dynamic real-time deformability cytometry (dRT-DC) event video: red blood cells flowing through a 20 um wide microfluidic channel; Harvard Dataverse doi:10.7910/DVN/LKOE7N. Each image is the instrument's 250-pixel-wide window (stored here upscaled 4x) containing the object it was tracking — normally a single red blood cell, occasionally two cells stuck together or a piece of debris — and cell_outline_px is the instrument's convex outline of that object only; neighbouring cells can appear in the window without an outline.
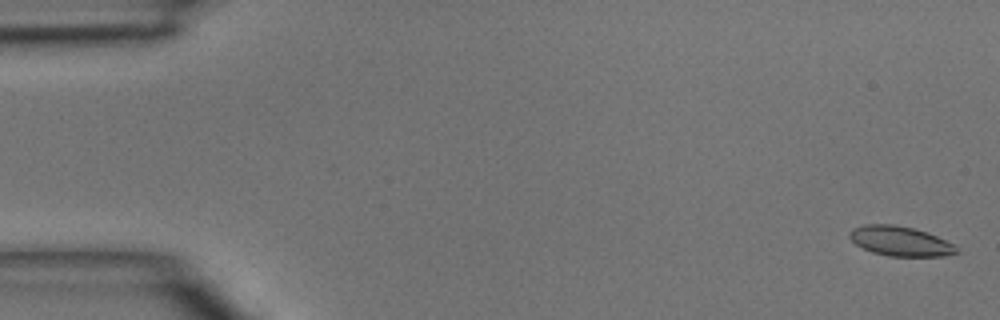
{"species": "common noctule bat (a hibernating species)", "species_latin": "Nyctalus noctula", "temperature_condition": "room temperature", "stored_images_in_passage": 9, "camera_frame_rate_fps": 3000, "um_per_image_px": 0.085, "animal": {"sex": "male", "body_mass_g": 15.6}, "frame": {"image": 1, "passage_image": 1, "time_ms": 0.0, "image_size_px": [1000, 320], "cell_outline_px": [[960, 252], [944, 256], [888, 256], [872, 252], [856, 244], [848, 236], [848, 232], [852, 228], [864, 224], [892, 224], [912, 228], [928, 232], [952, 244]], "centroid_in_image_um": [76.48, 20.49], "position_along_channel_um": 8.5, "area_um2": 18.44}}